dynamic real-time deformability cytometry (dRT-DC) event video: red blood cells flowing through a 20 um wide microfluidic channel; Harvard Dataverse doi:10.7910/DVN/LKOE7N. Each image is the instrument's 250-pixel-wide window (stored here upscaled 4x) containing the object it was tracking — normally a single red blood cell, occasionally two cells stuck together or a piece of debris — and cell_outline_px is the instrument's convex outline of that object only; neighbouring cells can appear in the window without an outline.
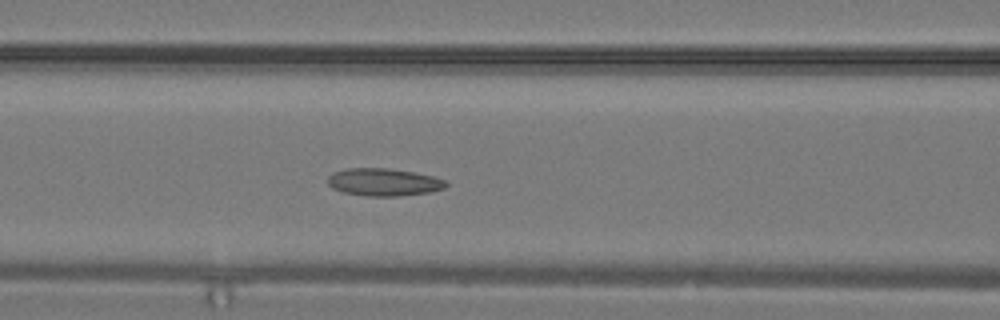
{"species": "common noctule bat (a hibernating species)", "species_latin": "Nyctalus noctula", "temperature_condition": "warm", "stored_images_in_passage": 14, "camera_frame_rate_fps": 3000, "um_per_image_px": 0.085, "animal": {"sex": "male", "body_mass_g": 19.2, "forearm_length_mm": 51.8}, "frame": {"image": 1, "passage_image": 10, "time_ms": 3.0, "image_size_px": [1000, 320], "cell_outline_px": [[448, 184], [444, 188], [432, 192], [400, 196], [364, 196], [344, 192], [332, 188], [328, 184], [328, 176], [332, 172], [348, 168], [388, 168], [412, 172], [432, 176], [444, 180]], "centroid_in_image_um": [32.6, 15.48], "position_along_channel_um": 134.0, "area_um2": 19.02}}
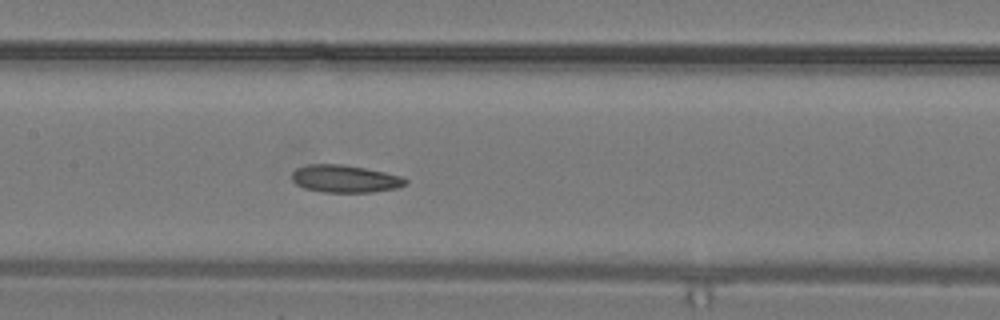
{"frame": {"image": 2, "passage_image": 12, "time_ms": 3.667, "image_size_px": [1000, 320], "cell_outline_px": [[408, 184], [396, 188], [372, 192], [324, 192], [304, 188], [296, 184], [292, 180], [292, 172], [296, 168], [308, 164], [344, 164], [384, 172], [400, 176], [408, 180]], "centroid_in_image_um": [29.31, 15.19], "position_along_channel_um": 178.1, "area_um2": 18.21}}
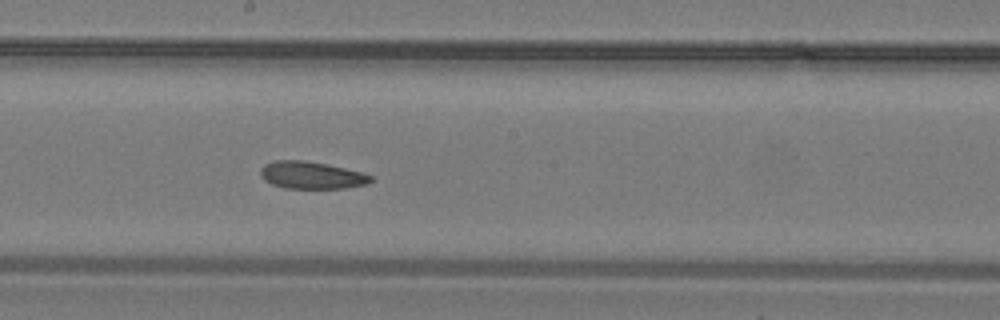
{"frame": {"image": 3, "passage_image": 14, "time_ms": 4.333, "image_size_px": [1000, 320], "cell_outline_px": [[372, 180], [368, 184], [344, 188], [284, 188], [272, 184], [264, 180], [260, 176], [260, 168], [264, 164], [272, 160], [304, 160], [364, 172], [372, 176]], "centroid_in_image_um": [26.45, 14.89], "position_along_channel_um": 221.8, "area_um2": 17.63}}